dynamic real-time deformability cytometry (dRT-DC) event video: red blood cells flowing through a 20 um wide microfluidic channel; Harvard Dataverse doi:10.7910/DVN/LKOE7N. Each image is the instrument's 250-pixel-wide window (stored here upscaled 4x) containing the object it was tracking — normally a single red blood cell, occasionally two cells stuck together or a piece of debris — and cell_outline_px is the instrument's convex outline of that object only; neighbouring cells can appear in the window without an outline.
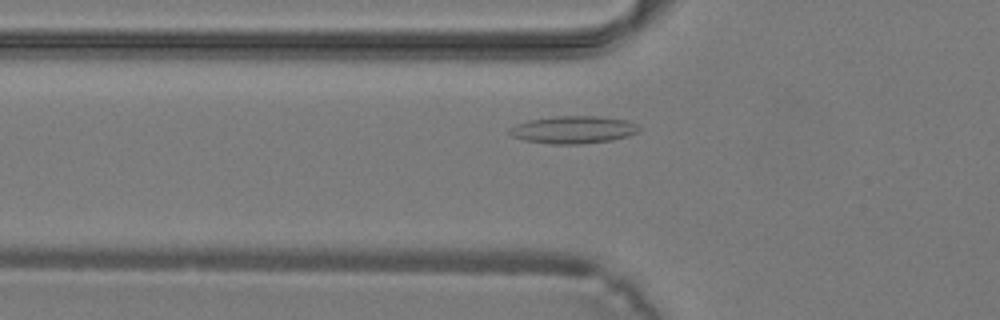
{"species": "common noctule bat (a hibernating species)", "species_latin": "Nyctalus noctula", "temperature_condition": "warm", "stored_images_in_passage": 36, "camera_frame_rate_fps": 3000, "um_per_image_px": 0.085, "animal": {"sex": "male", "body_mass_g": 19.2, "forearm_length_mm": 51.8}, "frame": {"image": 1, "passage_image": 10, "time_ms": 3.0, "image_size_px": [1000, 320], "cell_outline_px": [[640, 128], [636, 132], [628, 136], [612, 140], [580, 144], [552, 144], [524, 140], [512, 136], [508, 132], [508, 128], [516, 124], [528, 120], [552, 116], [596, 116], [628, 120], [636, 124]], "centroid_in_image_um": [48.7, 11.02], "position_along_channel_um": 77.1, "area_um2": 20.81}}
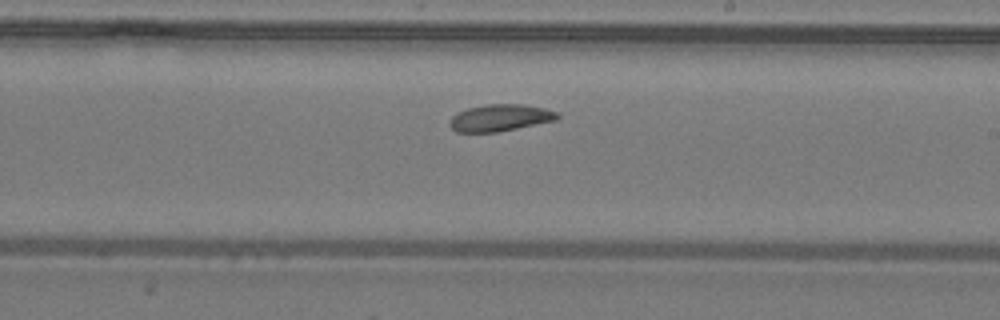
{"frame": {"image": 2, "passage_image": 20, "time_ms": 6.333, "image_size_px": [1000, 320], "cell_outline_px": [[560, 120], [496, 132], [456, 132], [448, 124], [452, 116], [456, 112], [468, 108], [484, 104], [524, 104], [544, 108], [556, 112], [560, 116]], "centroid_in_image_um": [42.52, 10.01], "position_along_channel_um": 246.5, "area_um2": 17.05}}
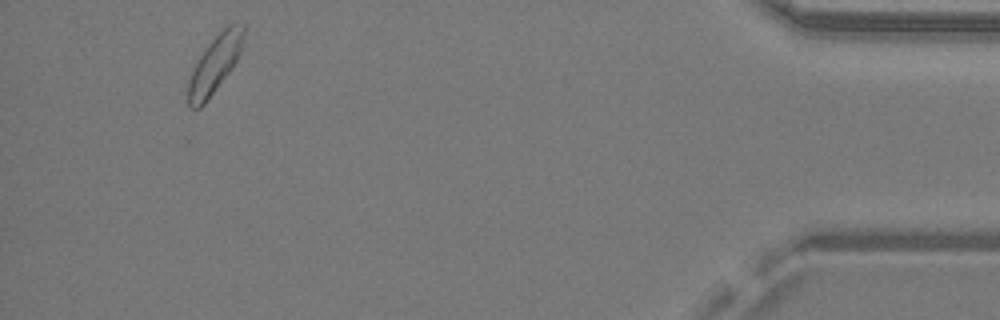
{"frame": {"image": 3, "passage_image": 34, "time_ms": 11.0, "image_size_px": [1000, 320], "cell_outline_px": [[244, 40], [240, 52], [232, 68], [208, 100], [200, 108], [188, 108], [188, 84], [196, 60], [204, 48], [228, 24], [244, 20]], "centroid_in_image_um": [18.27, 5.43], "position_along_channel_um": 416.9, "area_um2": 18.67}}